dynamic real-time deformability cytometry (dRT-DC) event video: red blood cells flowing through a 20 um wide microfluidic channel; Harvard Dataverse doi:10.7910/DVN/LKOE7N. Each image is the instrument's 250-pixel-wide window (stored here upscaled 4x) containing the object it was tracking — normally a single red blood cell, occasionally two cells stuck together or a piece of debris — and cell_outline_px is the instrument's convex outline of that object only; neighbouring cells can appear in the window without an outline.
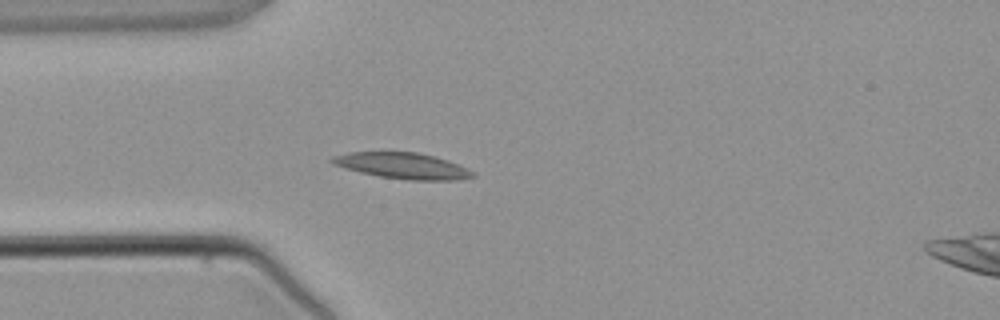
{"species": "common noctule bat (a hibernating species)", "species_latin": "Nyctalus noctula", "temperature_condition": "warm", "stored_images_in_passage": 4, "camera_frame_rate_fps": 3000, "um_per_image_px": 0.085, "animal": {"sex": "male", "body_mass_g": 21.5, "forearm_length_mm": 52.0}, "frame": {"image": 1, "passage_image": 3, "time_ms": 2.667, "image_size_px": [1000, 320], "cell_outline_px": [[476, 176], [460, 180], [408, 180], [380, 176], [360, 172], [344, 168], [332, 164], [328, 160], [332, 156], [348, 152], [416, 152], [448, 160], [476, 172]], "centroid_in_image_um": [34.21, 14.09], "position_along_channel_um": 50.8, "area_um2": 21.39}}